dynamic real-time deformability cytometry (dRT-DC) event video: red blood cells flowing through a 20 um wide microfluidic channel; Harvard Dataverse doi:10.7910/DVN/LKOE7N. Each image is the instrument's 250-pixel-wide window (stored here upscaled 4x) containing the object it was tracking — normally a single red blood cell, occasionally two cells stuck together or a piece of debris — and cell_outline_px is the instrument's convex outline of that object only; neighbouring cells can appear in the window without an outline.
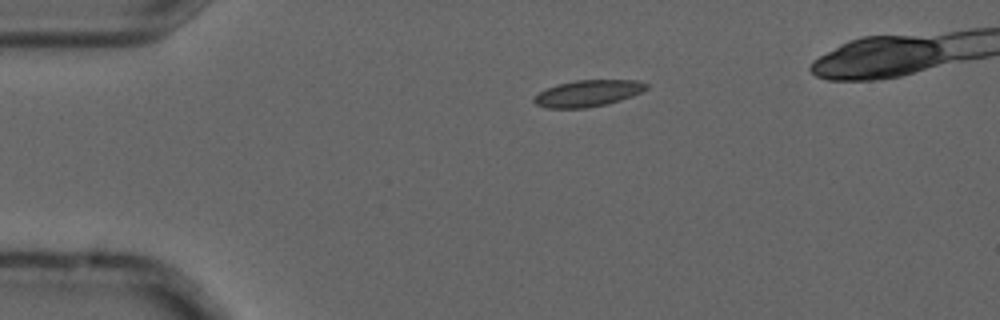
{"species": "common noctule bat (a hibernating species)", "species_latin": "Nyctalus noctula", "temperature_condition": "cold", "stored_images_in_passage": 3, "camera_frame_rate_fps": 3000, "um_per_image_px": 0.085, "animal": {"sex": "male", "forearm_length_mm": 52.5}, "frame": {"image": 1, "passage_image": 1, "time_ms": 0.0, "image_size_px": [1000, 320], "cell_outline_px": [[648, 88], [632, 96], [608, 104], [588, 108], [548, 108], [536, 104], [532, 100], [532, 96], [556, 84], [576, 80], [636, 80], [648, 84]], "centroid_in_image_um": [49.95, 7.93], "position_along_channel_um": 35.0, "area_um2": 17.4}}